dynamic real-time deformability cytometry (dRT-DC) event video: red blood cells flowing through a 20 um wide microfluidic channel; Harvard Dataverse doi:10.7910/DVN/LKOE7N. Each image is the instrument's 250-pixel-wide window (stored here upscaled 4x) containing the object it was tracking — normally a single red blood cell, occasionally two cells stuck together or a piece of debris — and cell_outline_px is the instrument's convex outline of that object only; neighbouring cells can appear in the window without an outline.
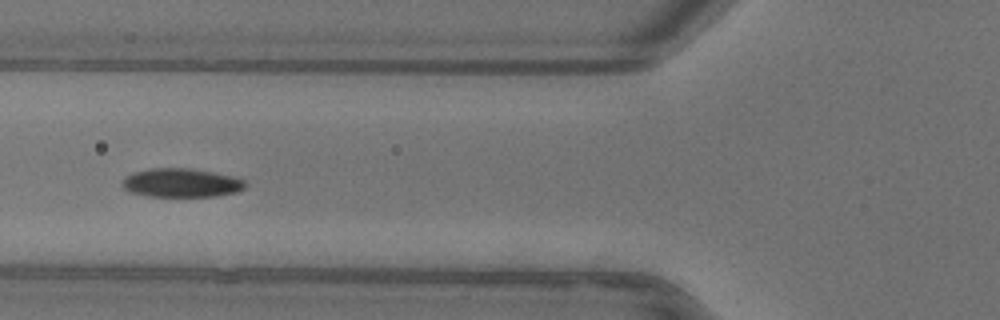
{"species": "common noctule bat (a hibernating species)", "species_latin": "Nyctalus noctula", "temperature_condition": "warm", "stored_images_in_passage": 34, "camera_frame_rate_fps": 3000, "um_per_image_px": 0.085, "animal": {"sex": "female"}, "frame": {"image": 1, "passage_image": 6, "time_ms": 1.667, "image_size_px": [1000, 320], "cell_outline_px": [[248, 184], [244, 188], [236, 192], [216, 196], [148, 196], [128, 192], [120, 184], [124, 176], [132, 172], [152, 168], [188, 168], [212, 172], [232, 176], [244, 180]], "centroid_in_image_um": [15.36, 15.54], "position_along_channel_um": 110.4, "area_um2": 20.75}}
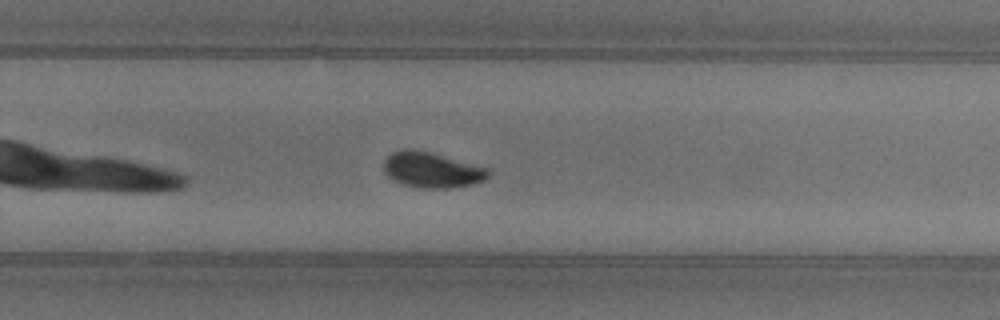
{"frame": {"image": 2, "passage_image": 20, "time_ms": 6.333, "image_size_px": [1000, 320], "cell_outline_px": [[488, 176], [484, 180], [472, 184], [452, 188], [424, 188], [404, 184], [388, 176], [384, 172], [384, 160], [392, 152], [404, 148], [408, 148], [428, 152], [488, 168]], "centroid_in_image_um": [36.68, 14.44], "position_along_channel_um": 293.1, "area_um2": 21.21}, "authors_computed_cell_mechanics": {"area_um2": 21.1837, "velocity_mm_per_s": 3.9286, "shape_relaxation_time_tau1_ms": 2.8621, "shape_relaxation_time_tau2_ms": 1.5332, "deformation_change_tau1": 0.1208, "deformation_change_tau2": 0.0498}}